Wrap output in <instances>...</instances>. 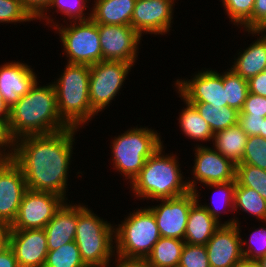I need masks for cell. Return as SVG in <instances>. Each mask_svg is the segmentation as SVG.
<instances>
[{
  "label": "cell",
  "mask_w": 266,
  "mask_h": 267,
  "mask_svg": "<svg viewBox=\"0 0 266 267\" xmlns=\"http://www.w3.org/2000/svg\"><path fill=\"white\" fill-rule=\"evenodd\" d=\"M75 131L77 128L69 127L56 133L29 135L16 140L12 160L22 170L27 189L65 197Z\"/></svg>",
  "instance_id": "cell-1"
},
{
  "label": "cell",
  "mask_w": 266,
  "mask_h": 267,
  "mask_svg": "<svg viewBox=\"0 0 266 267\" xmlns=\"http://www.w3.org/2000/svg\"><path fill=\"white\" fill-rule=\"evenodd\" d=\"M37 85L36 81L29 92L10 107L9 125L16 140L29 135L56 133L70 127L58 112L53 84Z\"/></svg>",
  "instance_id": "cell-2"
},
{
  "label": "cell",
  "mask_w": 266,
  "mask_h": 267,
  "mask_svg": "<svg viewBox=\"0 0 266 267\" xmlns=\"http://www.w3.org/2000/svg\"><path fill=\"white\" fill-rule=\"evenodd\" d=\"M163 145L150 157L138 176L132 181L131 187L137 197L164 200L196 192V181L183 182L180 165L174 156H164ZM195 182V183H194Z\"/></svg>",
  "instance_id": "cell-3"
},
{
  "label": "cell",
  "mask_w": 266,
  "mask_h": 267,
  "mask_svg": "<svg viewBox=\"0 0 266 267\" xmlns=\"http://www.w3.org/2000/svg\"><path fill=\"white\" fill-rule=\"evenodd\" d=\"M89 81L90 66L68 63L53 84L58 112L70 127L78 128L97 114L90 105Z\"/></svg>",
  "instance_id": "cell-4"
},
{
  "label": "cell",
  "mask_w": 266,
  "mask_h": 267,
  "mask_svg": "<svg viewBox=\"0 0 266 267\" xmlns=\"http://www.w3.org/2000/svg\"><path fill=\"white\" fill-rule=\"evenodd\" d=\"M114 228L90 209L78 205V223L74 241L87 267H108L114 253Z\"/></svg>",
  "instance_id": "cell-5"
},
{
  "label": "cell",
  "mask_w": 266,
  "mask_h": 267,
  "mask_svg": "<svg viewBox=\"0 0 266 267\" xmlns=\"http://www.w3.org/2000/svg\"><path fill=\"white\" fill-rule=\"evenodd\" d=\"M162 142L158 133L148 128H133L113 140V164L130 183L138 176L150 157Z\"/></svg>",
  "instance_id": "cell-6"
},
{
  "label": "cell",
  "mask_w": 266,
  "mask_h": 267,
  "mask_svg": "<svg viewBox=\"0 0 266 267\" xmlns=\"http://www.w3.org/2000/svg\"><path fill=\"white\" fill-rule=\"evenodd\" d=\"M114 228L116 252L127 258H146L161 237L153 212L139 209Z\"/></svg>",
  "instance_id": "cell-7"
},
{
  "label": "cell",
  "mask_w": 266,
  "mask_h": 267,
  "mask_svg": "<svg viewBox=\"0 0 266 267\" xmlns=\"http://www.w3.org/2000/svg\"><path fill=\"white\" fill-rule=\"evenodd\" d=\"M56 25L69 64H80L92 66L102 61V49L100 45V37L98 24L91 18L87 20L76 21L68 27ZM62 27V28H61Z\"/></svg>",
  "instance_id": "cell-8"
},
{
  "label": "cell",
  "mask_w": 266,
  "mask_h": 267,
  "mask_svg": "<svg viewBox=\"0 0 266 267\" xmlns=\"http://www.w3.org/2000/svg\"><path fill=\"white\" fill-rule=\"evenodd\" d=\"M132 66L134 64L109 60L90 66L89 99L96 113L114 99Z\"/></svg>",
  "instance_id": "cell-9"
},
{
  "label": "cell",
  "mask_w": 266,
  "mask_h": 267,
  "mask_svg": "<svg viewBox=\"0 0 266 267\" xmlns=\"http://www.w3.org/2000/svg\"><path fill=\"white\" fill-rule=\"evenodd\" d=\"M64 202L65 198L55 193L27 189L10 230L44 229Z\"/></svg>",
  "instance_id": "cell-10"
},
{
  "label": "cell",
  "mask_w": 266,
  "mask_h": 267,
  "mask_svg": "<svg viewBox=\"0 0 266 267\" xmlns=\"http://www.w3.org/2000/svg\"><path fill=\"white\" fill-rule=\"evenodd\" d=\"M27 185L20 167L12 159H0V225L15 221Z\"/></svg>",
  "instance_id": "cell-11"
},
{
  "label": "cell",
  "mask_w": 266,
  "mask_h": 267,
  "mask_svg": "<svg viewBox=\"0 0 266 267\" xmlns=\"http://www.w3.org/2000/svg\"><path fill=\"white\" fill-rule=\"evenodd\" d=\"M198 193L190 191L184 195L161 200L160 205L148 207L154 214L161 237L184 240L191 205Z\"/></svg>",
  "instance_id": "cell-12"
},
{
  "label": "cell",
  "mask_w": 266,
  "mask_h": 267,
  "mask_svg": "<svg viewBox=\"0 0 266 267\" xmlns=\"http://www.w3.org/2000/svg\"><path fill=\"white\" fill-rule=\"evenodd\" d=\"M102 61L134 64L141 35L131 26L98 24Z\"/></svg>",
  "instance_id": "cell-13"
},
{
  "label": "cell",
  "mask_w": 266,
  "mask_h": 267,
  "mask_svg": "<svg viewBox=\"0 0 266 267\" xmlns=\"http://www.w3.org/2000/svg\"><path fill=\"white\" fill-rule=\"evenodd\" d=\"M237 220L222 224L205 245L210 267H237L244 259Z\"/></svg>",
  "instance_id": "cell-14"
},
{
  "label": "cell",
  "mask_w": 266,
  "mask_h": 267,
  "mask_svg": "<svg viewBox=\"0 0 266 267\" xmlns=\"http://www.w3.org/2000/svg\"><path fill=\"white\" fill-rule=\"evenodd\" d=\"M194 76L191 80H177L175 83L184 101L211 103L216 107L228 106L223 87V74L204 70Z\"/></svg>",
  "instance_id": "cell-15"
},
{
  "label": "cell",
  "mask_w": 266,
  "mask_h": 267,
  "mask_svg": "<svg viewBox=\"0 0 266 267\" xmlns=\"http://www.w3.org/2000/svg\"><path fill=\"white\" fill-rule=\"evenodd\" d=\"M174 0H136L131 27L141 36L143 32L161 34L169 32Z\"/></svg>",
  "instance_id": "cell-16"
},
{
  "label": "cell",
  "mask_w": 266,
  "mask_h": 267,
  "mask_svg": "<svg viewBox=\"0 0 266 267\" xmlns=\"http://www.w3.org/2000/svg\"><path fill=\"white\" fill-rule=\"evenodd\" d=\"M10 248L19 267H44L49 251L45 230H10Z\"/></svg>",
  "instance_id": "cell-17"
},
{
  "label": "cell",
  "mask_w": 266,
  "mask_h": 267,
  "mask_svg": "<svg viewBox=\"0 0 266 267\" xmlns=\"http://www.w3.org/2000/svg\"><path fill=\"white\" fill-rule=\"evenodd\" d=\"M195 151L193 175L196 181L205 185L235 181L236 165L221 153L202 145Z\"/></svg>",
  "instance_id": "cell-18"
},
{
  "label": "cell",
  "mask_w": 266,
  "mask_h": 267,
  "mask_svg": "<svg viewBox=\"0 0 266 267\" xmlns=\"http://www.w3.org/2000/svg\"><path fill=\"white\" fill-rule=\"evenodd\" d=\"M36 79L33 69L26 64L8 62L0 66V92L9 108L29 92Z\"/></svg>",
  "instance_id": "cell-19"
},
{
  "label": "cell",
  "mask_w": 266,
  "mask_h": 267,
  "mask_svg": "<svg viewBox=\"0 0 266 267\" xmlns=\"http://www.w3.org/2000/svg\"><path fill=\"white\" fill-rule=\"evenodd\" d=\"M78 223V206L65 202L44 227L48 250H56L73 242Z\"/></svg>",
  "instance_id": "cell-20"
},
{
  "label": "cell",
  "mask_w": 266,
  "mask_h": 267,
  "mask_svg": "<svg viewBox=\"0 0 266 267\" xmlns=\"http://www.w3.org/2000/svg\"><path fill=\"white\" fill-rule=\"evenodd\" d=\"M197 199L190 208L184 241L187 244L206 245L215 231L222 225L209 212L199 205Z\"/></svg>",
  "instance_id": "cell-21"
},
{
  "label": "cell",
  "mask_w": 266,
  "mask_h": 267,
  "mask_svg": "<svg viewBox=\"0 0 266 267\" xmlns=\"http://www.w3.org/2000/svg\"><path fill=\"white\" fill-rule=\"evenodd\" d=\"M136 0H96L91 19L97 24L131 26Z\"/></svg>",
  "instance_id": "cell-22"
},
{
  "label": "cell",
  "mask_w": 266,
  "mask_h": 267,
  "mask_svg": "<svg viewBox=\"0 0 266 267\" xmlns=\"http://www.w3.org/2000/svg\"><path fill=\"white\" fill-rule=\"evenodd\" d=\"M240 56L235 59L231 69L243 79L249 80L251 77L263 72L266 68V34L253 42Z\"/></svg>",
  "instance_id": "cell-23"
},
{
  "label": "cell",
  "mask_w": 266,
  "mask_h": 267,
  "mask_svg": "<svg viewBox=\"0 0 266 267\" xmlns=\"http://www.w3.org/2000/svg\"><path fill=\"white\" fill-rule=\"evenodd\" d=\"M215 149L236 166L241 164L248 135L239 124L218 131L213 136Z\"/></svg>",
  "instance_id": "cell-24"
},
{
  "label": "cell",
  "mask_w": 266,
  "mask_h": 267,
  "mask_svg": "<svg viewBox=\"0 0 266 267\" xmlns=\"http://www.w3.org/2000/svg\"><path fill=\"white\" fill-rule=\"evenodd\" d=\"M188 103L192 104L197 109L200 116L207 121L213 134L238 124L239 111L234 108L229 106L216 107L211 103Z\"/></svg>",
  "instance_id": "cell-25"
},
{
  "label": "cell",
  "mask_w": 266,
  "mask_h": 267,
  "mask_svg": "<svg viewBox=\"0 0 266 267\" xmlns=\"http://www.w3.org/2000/svg\"><path fill=\"white\" fill-rule=\"evenodd\" d=\"M185 241L160 237L146 257L152 267H178Z\"/></svg>",
  "instance_id": "cell-26"
},
{
  "label": "cell",
  "mask_w": 266,
  "mask_h": 267,
  "mask_svg": "<svg viewBox=\"0 0 266 267\" xmlns=\"http://www.w3.org/2000/svg\"><path fill=\"white\" fill-rule=\"evenodd\" d=\"M186 107L182 110L179 116V123L181 130L194 140L210 141L213 139V132L211 131L207 121H205L197 111V109L187 101H185Z\"/></svg>",
  "instance_id": "cell-27"
},
{
  "label": "cell",
  "mask_w": 266,
  "mask_h": 267,
  "mask_svg": "<svg viewBox=\"0 0 266 267\" xmlns=\"http://www.w3.org/2000/svg\"><path fill=\"white\" fill-rule=\"evenodd\" d=\"M239 209L256 216L266 223V200L254 189L236 183L233 209Z\"/></svg>",
  "instance_id": "cell-28"
},
{
  "label": "cell",
  "mask_w": 266,
  "mask_h": 267,
  "mask_svg": "<svg viewBox=\"0 0 266 267\" xmlns=\"http://www.w3.org/2000/svg\"><path fill=\"white\" fill-rule=\"evenodd\" d=\"M223 87L228 106L240 112L249 92L248 80L230 69L223 74Z\"/></svg>",
  "instance_id": "cell-29"
},
{
  "label": "cell",
  "mask_w": 266,
  "mask_h": 267,
  "mask_svg": "<svg viewBox=\"0 0 266 267\" xmlns=\"http://www.w3.org/2000/svg\"><path fill=\"white\" fill-rule=\"evenodd\" d=\"M235 180L239 186L254 189L266 200V170L249 164H238Z\"/></svg>",
  "instance_id": "cell-30"
},
{
  "label": "cell",
  "mask_w": 266,
  "mask_h": 267,
  "mask_svg": "<svg viewBox=\"0 0 266 267\" xmlns=\"http://www.w3.org/2000/svg\"><path fill=\"white\" fill-rule=\"evenodd\" d=\"M44 267H87L81 259L75 241L48 251Z\"/></svg>",
  "instance_id": "cell-31"
},
{
  "label": "cell",
  "mask_w": 266,
  "mask_h": 267,
  "mask_svg": "<svg viewBox=\"0 0 266 267\" xmlns=\"http://www.w3.org/2000/svg\"><path fill=\"white\" fill-rule=\"evenodd\" d=\"M254 2L255 0H222L231 21L237 25H244L246 31H253Z\"/></svg>",
  "instance_id": "cell-32"
},
{
  "label": "cell",
  "mask_w": 266,
  "mask_h": 267,
  "mask_svg": "<svg viewBox=\"0 0 266 267\" xmlns=\"http://www.w3.org/2000/svg\"><path fill=\"white\" fill-rule=\"evenodd\" d=\"M241 164H249L266 170V138L249 136Z\"/></svg>",
  "instance_id": "cell-33"
},
{
  "label": "cell",
  "mask_w": 266,
  "mask_h": 267,
  "mask_svg": "<svg viewBox=\"0 0 266 267\" xmlns=\"http://www.w3.org/2000/svg\"><path fill=\"white\" fill-rule=\"evenodd\" d=\"M178 267H210L205 245L185 243Z\"/></svg>",
  "instance_id": "cell-34"
},
{
  "label": "cell",
  "mask_w": 266,
  "mask_h": 267,
  "mask_svg": "<svg viewBox=\"0 0 266 267\" xmlns=\"http://www.w3.org/2000/svg\"><path fill=\"white\" fill-rule=\"evenodd\" d=\"M33 18L24 9L20 0H0V23L26 22Z\"/></svg>",
  "instance_id": "cell-35"
},
{
  "label": "cell",
  "mask_w": 266,
  "mask_h": 267,
  "mask_svg": "<svg viewBox=\"0 0 266 267\" xmlns=\"http://www.w3.org/2000/svg\"><path fill=\"white\" fill-rule=\"evenodd\" d=\"M248 242H249V245H247V241L241 240V250H242L244 259L257 261L259 258L265 256L266 255V228L262 227L261 229L255 230L251 234L250 240H248ZM243 243L244 245L248 246L246 250L243 248L244 246ZM253 245L254 247H252Z\"/></svg>",
  "instance_id": "cell-36"
},
{
  "label": "cell",
  "mask_w": 266,
  "mask_h": 267,
  "mask_svg": "<svg viewBox=\"0 0 266 267\" xmlns=\"http://www.w3.org/2000/svg\"><path fill=\"white\" fill-rule=\"evenodd\" d=\"M87 1L88 0H52L49 7H57V10L59 9L58 11H60V13L62 12L64 15L69 16V20H87L91 18V13H89V16H86L87 18L84 17L83 13L87 7Z\"/></svg>",
  "instance_id": "cell-37"
},
{
  "label": "cell",
  "mask_w": 266,
  "mask_h": 267,
  "mask_svg": "<svg viewBox=\"0 0 266 267\" xmlns=\"http://www.w3.org/2000/svg\"><path fill=\"white\" fill-rule=\"evenodd\" d=\"M208 186L210 187H213V188H216V189H219V192H221L222 194L220 195L222 201L219 202L220 204L221 203H224V204H228V206L231 207L232 210L233 209V204H234V192H235V187H236V180L235 181H230V182H226V183H218V184H208ZM218 192V193H219ZM219 196V197H220ZM212 204H215V202H212ZM223 204V205H224ZM232 204V205H231ZM203 207L209 212V214L218 222H219V213L221 211H219L216 206L211 207V206H207V205H203ZM224 207V206H223ZM221 210V209H220Z\"/></svg>",
  "instance_id": "cell-38"
},
{
  "label": "cell",
  "mask_w": 266,
  "mask_h": 267,
  "mask_svg": "<svg viewBox=\"0 0 266 267\" xmlns=\"http://www.w3.org/2000/svg\"><path fill=\"white\" fill-rule=\"evenodd\" d=\"M239 116H262L266 118V97L248 92Z\"/></svg>",
  "instance_id": "cell-39"
},
{
  "label": "cell",
  "mask_w": 266,
  "mask_h": 267,
  "mask_svg": "<svg viewBox=\"0 0 266 267\" xmlns=\"http://www.w3.org/2000/svg\"><path fill=\"white\" fill-rule=\"evenodd\" d=\"M10 145V146H9ZM16 139L13 137L10 125H9V117H0V159H12L15 152ZM3 146L12 147L11 152H5V148ZM14 146V147H13ZM1 147L4 148V153L1 151ZM4 154V155H3Z\"/></svg>",
  "instance_id": "cell-40"
},
{
  "label": "cell",
  "mask_w": 266,
  "mask_h": 267,
  "mask_svg": "<svg viewBox=\"0 0 266 267\" xmlns=\"http://www.w3.org/2000/svg\"><path fill=\"white\" fill-rule=\"evenodd\" d=\"M257 35L266 32V0H255L253 8V31Z\"/></svg>",
  "instance_id": "cell-41"
},
{
  "label": "cell",
  "mask_w": 266,
  "mask_h": 267,
  "mask_svg": "<svg viewBox=\"0 0 266 267\" xmlns=\"http://www.w3.org/2000/svg\"><path fill=\"white\" fill-rule=\"evenodd\" d=\"M264 118L262 116H239L238 124L248 137L260 136V132H263Z\"/></svg>",
  "instance_id": "cell-42"
},
{
  "label": "cell",
  "mask_w": 266,
  "mask_h": 267,
  "mask_svg": "<svg viewBox=\"0 0 266 267\" xmlns=\"http://www.w3.org/2000/svg\"><path fill=\"white\" fill-rule=\"evenodd\" d=\"M20 2L33 19H44L46 17L50 20L49 17L44 15V11L49 7L52 0H20Z\"/></svg>",
  "instance_id": "cell-43"
},
{
  "label": "cell",
  "mask_w": 266,
  "mask_h": 267,
  "mask_svg": "<svg viewBox=\"0 0 266 267\" xmlns=\"http://www.w3.org/2000/svg\"><path fill=\"white\" fill-rule=\"evenodd\" d=\"M248 88L250 93L266 97V68L248 80Z\"/></svg>",
  "instance_id": "cell-44"
},
{
  "label": "cell",
  "mask_w": 266,
  "mask_h": 267,
  "mask_svg": "<svg viewBox=\"0 0 266 267\" xmlns=\"http://www.w3.org/2000/svg\"><path fill=\"white\" fill-rule=\"evenodd\" d=\"M115 261L118 263L116 267H152L146 258H127L118 254Z\"/></svg>",
  "instance_id": "cell-45"
},
{
  "label": "cell",
  "mask_w": 266,
  "mask_h": 267,
  "mask_svg": "<svg viewBox=\"0 0 266 267\" xmlns=\"http://www.w3.org/2000/svg\"><path fill=\"white\" fill-rule=\"evenodd\" d=\"M0 267H19L15 254L10 247L0 255Z\"/></svg>",
  "instance_id": "cell-46"
},
{
  "label": "cell",
  "mask_w": 266,
  "mask_h": 267,
  "mask_svg": "<svg viewBox=\"0 0 266 267\" xmlns=\"http://www.w3.org/2000/svg\"><path fill=\"white\" fill-rule=\"evenodd\" d=\"M10 247V226H0V255Z\"/></svg>",
  "instance_id": "cell-47"
},
{
  "label": "cell",
  "mask_w": 266,
  "mask_h": 267,
  "mask_svg": "<svg viewBox=\"0 0 266 267\" xmlns=\"http://www.w3.org/2000/svg\"><path fill=\"white\" fill-rule=\"evenodd\" d=\"M10 108L2 98V94L0 92V117H9Z\"/></svg>",
  "instance_id": "cell-48"
},
{
  "label": "cell",
  "mask_w": 266,
  "mask_h": 267,
  "mask_svg": "<svg viewBox=\"0 0 266 267\" xmlns=\"http://www.w3.org/2000/svg\"><path fill=\"white\" fill-rule=\"evenodd\" d=\"M237 267H261L256 260L243 259Z\"/></svg>",
  "instance_id": "cell-49"
},
{
  "label": "cell",
  "mask_w": 266,
  "mask_h": 267,
  "mask_svg": "<svg viewBox=\"0 0 266 267\" xmlns=\"http://www.w3.org/2000/svg\"><path fill=\"white\" fill-rule=\"evenodd\" d=\"M260 137L266 138V118L263 119V132H260Z\"/></svg>",
  "instance_id": "cell-50"
},
{
  "label": "cell",
  "mask_w": 266,
  "mask_h": 267,
  "mask_svg": "<svg viewBox=\"0 0 266 267\" xmlns=\"http://www.w3.org/2000/svg\"><path fill=\"white\" fill-rule=\"evenodd\" d=\"M258 263L260 264L261 267H266V255L259 258L258 260Z\"/></svg>",
  "instance_id": "cell-51"
}]
</instances>
